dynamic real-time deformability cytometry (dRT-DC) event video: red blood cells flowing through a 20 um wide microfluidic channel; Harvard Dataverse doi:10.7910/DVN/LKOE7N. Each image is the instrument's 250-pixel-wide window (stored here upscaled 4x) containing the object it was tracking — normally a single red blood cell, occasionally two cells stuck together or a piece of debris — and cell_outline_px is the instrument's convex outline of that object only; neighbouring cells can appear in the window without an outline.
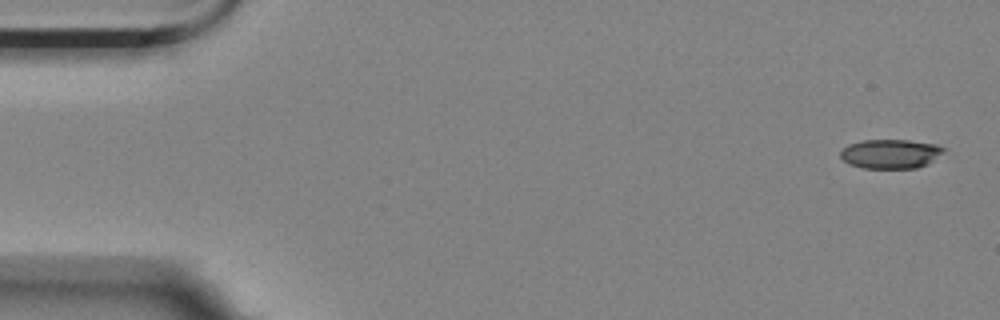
{"species": "Egyptian fruit bat (a non-hibernating species)", "species_latin": "Rousettus aegyptiacus", "temperature_condition": "room temperature", "stored_images_in_passage": 4, "camera_frame_rate_fps": 3000, "um_per_image_px": 0.085, "animal": {"sex": "female"}, "frame": {"image": 1, "passage_image": 1, "time_ms": 0.0, "image_size_px": [1000, 320], "cell_outline_px": [[948, 148], [944, 152], [928, 164], [916, 168], [864, 168], [848, 164], [840, 156], [840, 152], [848, 144], [860, 140], [908, 140], [936, 144]], "centroid_in_image_um": [75.71, 13.07], "position_along_channel_um": 9.3, "area_um2": 17.74}}
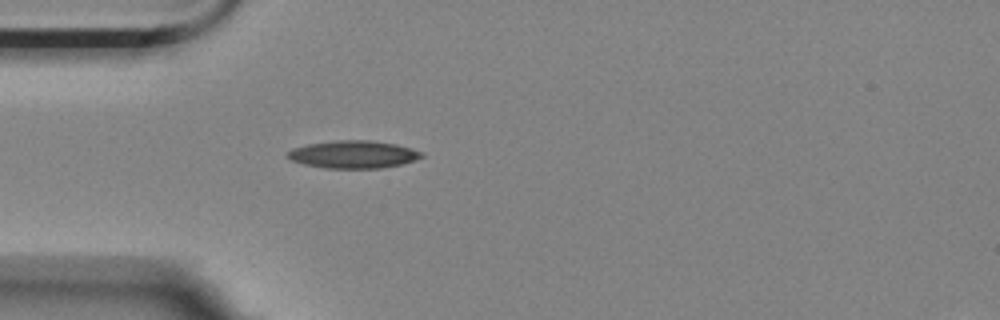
{"frame": {"image": 2, "passage_image": 4, "time_ms": 1.0, "image_size_px": [1000, 320], "cell_outline_px": [[424, 156], [416, 160], [400, 164], [380, 168], [324, 168], [304, 164], [292, 160], [284, 156], [292, 148], [308, 144], [336, 140], [368, 140], [396, 144], [412, 148], [424, 152]], "centroid_in_image_um": [30.04, 13.12], "position_along_channel_um": 55.0, "area_um2": 21.62}}